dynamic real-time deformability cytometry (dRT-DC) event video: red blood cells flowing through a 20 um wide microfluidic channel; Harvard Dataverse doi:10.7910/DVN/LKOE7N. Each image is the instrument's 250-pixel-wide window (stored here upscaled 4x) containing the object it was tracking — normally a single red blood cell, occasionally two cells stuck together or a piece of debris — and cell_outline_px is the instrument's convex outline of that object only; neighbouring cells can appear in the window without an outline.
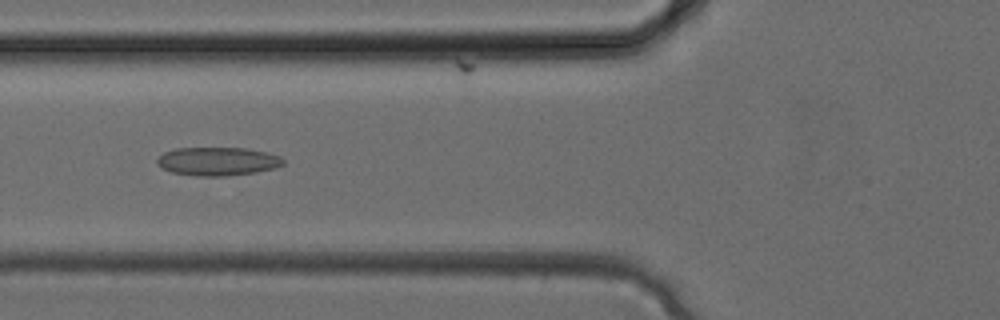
{"species": "common noctule bat (a hibernating species)", "species_latin": "Nyctalus noctula", "temperature_condition": "cold", "stored_images_in_passage": 32, "camera_frame_rate_fps": 3000, "um_per_image_px": 0.085, "animal": {"sex": "female", "body_mass_g": 24.6, "forearm_length_mm": 56.2}, "frame": {"image": 1, "passage_image": 10, "time_ms": 3.0, "image_size_px": [1000, 320], "cell_outline_px": [[284, 164], [276, 168], [256, 172], [228, 176], [196, 176], [172, 172], [160, 168], [156, 160], [164, 152], [176, 148], [248, 148], [268, 152], [280, 156], [284, 160]], "centroid_in_image_um": [18.52, 13.71], "position_along_channel_um": 107.3, "area_um2": 21.1}}
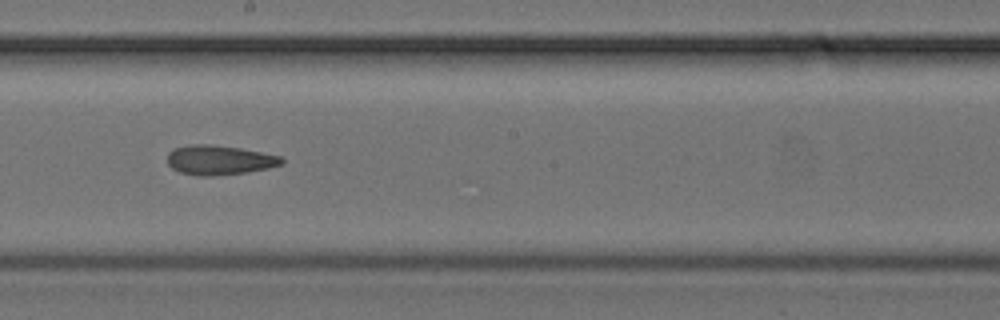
{"frame": {"image": 2, "passage_image": 16, "time_ms": 5.0, "image_size_px": [1000, 320], "cell_outline_px": [[284, 164], [268, 168], [244, 172], [212, 176], [196, 176], [180, 172], [172, 168], [168, 164], [168, 152], [172, 148], [192, 144], [208, 144], [240, 148], [280, 156], [284, 160]], "centroid_in_image_um": [18.61, 13.6], "position_along_channel_um": 229.6, "area_um2": 19.65}}
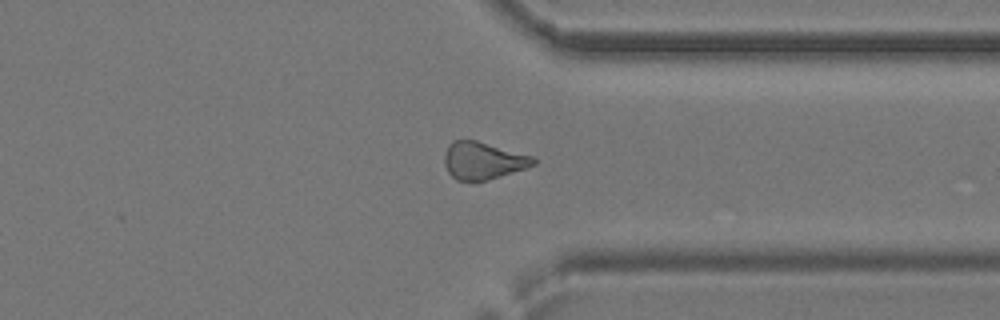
{"frame": {"image": 3, "passage_image": 23, "time_ms": 7.333, "image_size_px": [1000, 320], "cell_outline_px": [[536, 164], [488, 180], [456, 180], [448, 172], [444, 164], [444, 156], [448, 144], [452, 140], [476, 140], [532, 156], [536, 160]], "centroid_in_image_um": [41.02, 13.64], "position_along_channel_um": 370.4, "area_um2": 19.13}}